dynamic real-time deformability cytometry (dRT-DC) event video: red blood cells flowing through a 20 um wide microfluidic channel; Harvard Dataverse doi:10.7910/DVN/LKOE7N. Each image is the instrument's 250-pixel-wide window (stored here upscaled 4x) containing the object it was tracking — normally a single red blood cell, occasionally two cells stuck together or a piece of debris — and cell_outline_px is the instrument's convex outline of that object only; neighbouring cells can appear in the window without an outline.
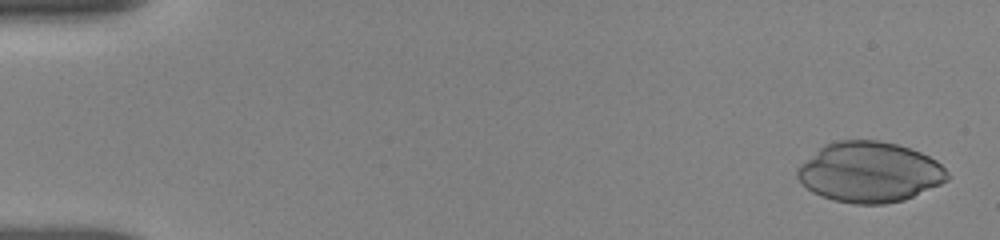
{"species": "human", "species_latin": "Homo sapiens", "temperature_condition": "room temperature", "stored_images_in_passage": 65, "camera_frame_rate_fps": 3000, "um_per_image_px": 0.085, "donor": {"sex": "female"}, "frame": {"image": 1, "passage_image": 1, "time_ms": 0.0, "image_size_px": [1000, 240], "cell_outline_px": [[952, 176], [948, 180], [940, 184], [904, 200], [884, 204], [856, 204], [832, 200], [820, 196], [812, 192], [796, 176], [796, 168], [800, 164], [824, 144], [836, 140], [880, 140], [896, 144], [920, 152], [936, 160]], "centroid_in_image_um": [73.9, 14.63], "position_along_channel_um": 11.1, "area_um2": 52.89}}
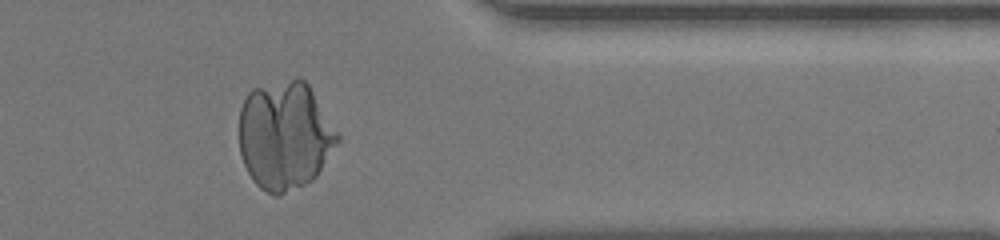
{"frame": {"image": 2, "passage_image": 51, "time_ms": 13.667, "image_size_px": [1000, 240], "cell_outline_px": [[340, 140], [316, 176], [312, 180], [280, 196], [276, 196], [260, 188], [252, 180], [244, 164], [240, 152], [240, 108], [248, 92], [252, 88], [300, 76], [308, 84], [340, 136]], "centroid_in_image_um": [24.2, 11.51], "position_along_channel_um": 387.2, "area_um2": 62.14}}